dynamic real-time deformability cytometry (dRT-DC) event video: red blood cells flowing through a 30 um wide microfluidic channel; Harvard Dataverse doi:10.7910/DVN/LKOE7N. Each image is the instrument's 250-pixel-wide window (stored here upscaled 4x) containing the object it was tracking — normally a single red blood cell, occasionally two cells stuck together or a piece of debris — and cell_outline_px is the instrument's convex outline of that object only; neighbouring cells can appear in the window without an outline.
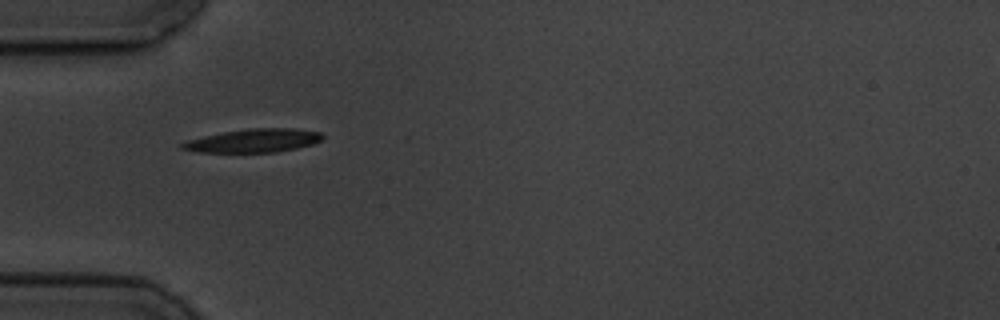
{"species": "common noctule bat (a hibernating species)", "species_latin": "Nyctalus noctula", "temperature_condition": "cold", "stored_images_in_passage": 5, "camera_frame_rate_fps": 3000, "um_per_image_px": 0.085, "animal": {"sex": "male", "body_mass_g": 19.5, "forearm_length_mm": 54.6}, "frame": {"image": 1, "passage_image": 5, "time_ms": 4.667, "image_size_px": [1000, 320], "cell_outline_px": [[324, 136], [320, 140], [312, 144], [296, 148], [276, 152], [200, 152], [180, 148], [180, 144], [188, 140], [204, 136], [224, 132], [248, 128], [296, 128], [320, 132]], "centroid_in_image_um": [21.57, 11.95], "position_along_channel_um": 63.4, "area_um2": 19.02}}